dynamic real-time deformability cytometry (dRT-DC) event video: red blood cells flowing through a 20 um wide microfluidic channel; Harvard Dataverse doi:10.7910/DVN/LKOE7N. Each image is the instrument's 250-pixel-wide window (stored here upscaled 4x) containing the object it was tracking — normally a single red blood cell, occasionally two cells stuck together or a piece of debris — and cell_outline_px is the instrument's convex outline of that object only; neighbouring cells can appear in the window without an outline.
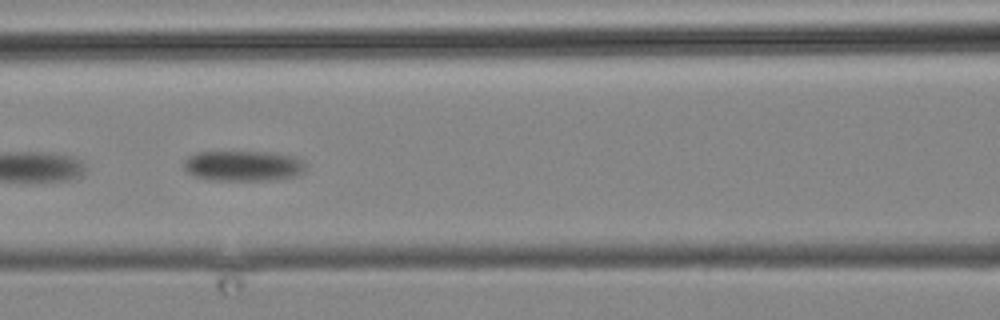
{"species": "common noctule bat (a hibernating species)", "species_latin": "Nyctalus noctula", "temperature_condition": "cold", "stored_images_in_passage": 20, "camera_frame_rate_fps": 3000, "um_per_image_px": 0.085, "animal": {"sex": "male", "body_mass_g": 19.2, "forearm_length_mm": 51.8}, "frame": {"image": 1, "passage_image": 15, "time_ms": 17.333, "image_size_px": [1000, 320], "cell_outline_px": [[308, 164], [304, 172], [296, 176], [264, 180], [212, 180], [196, 176], [188, 172], [184, 168], [184, 160], [188, 156], [196, 152], [272, 152], [296, 156]], "centroid_in_image_um": [20.72, 14.08], "position_along_channel_um": 145.9, "area_um2": 21.73}}